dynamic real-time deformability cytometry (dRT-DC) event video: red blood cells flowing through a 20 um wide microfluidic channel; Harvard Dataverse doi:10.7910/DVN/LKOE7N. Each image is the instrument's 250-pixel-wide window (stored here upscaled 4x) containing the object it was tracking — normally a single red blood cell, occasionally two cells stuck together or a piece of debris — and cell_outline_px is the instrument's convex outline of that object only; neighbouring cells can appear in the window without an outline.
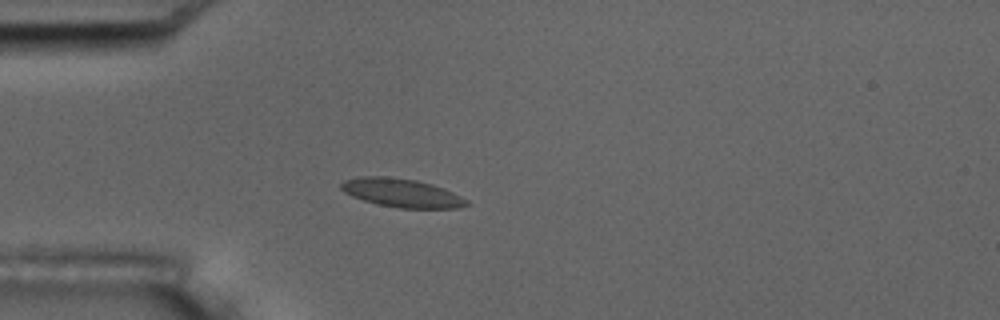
{"species": "common noctule bat (a hibernating species)", "species_latin": "Nyctalus noctula", "temperature_condition": "room temperature", "stored_images_in_passage": 4, "camera_frame_rate_fps": 3000, "um_per_image_px": 0.085, "animal": {"sex": "male", "body_mass_g": 17.5, "forearm_length_mm": 52.3}, "frame": {"image": 1, "passage_image": 4, "time_ms": 1.0, "image_size_px": [1000, 320], "cell_outline_px": [[468, 204], [460, 208], [400, 208], [376, 204], [352, 196], [344, 192], [340, 188], [340, 184], [344, 180], [360, 176], [384, 176], [416, 180], [432, 184], [444, 188], [468, 200]], "centroid_in_image_um": [34.13, 16.39], "position_along_channel_um": 50.9, "area_um2": 20.87}}